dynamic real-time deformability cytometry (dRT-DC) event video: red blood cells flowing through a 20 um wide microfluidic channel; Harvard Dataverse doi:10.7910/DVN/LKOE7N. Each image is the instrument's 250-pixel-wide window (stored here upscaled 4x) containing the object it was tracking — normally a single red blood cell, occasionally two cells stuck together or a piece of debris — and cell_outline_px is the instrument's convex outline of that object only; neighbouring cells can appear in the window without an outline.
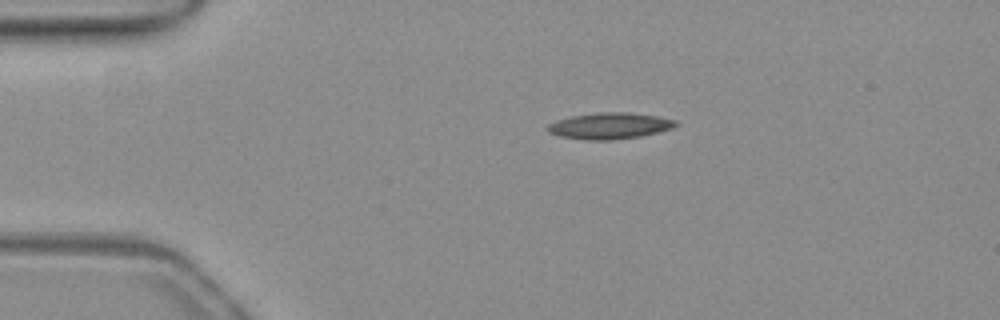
{"species": "common noctule bat (a hibernating species)", "species_latin": "Nyctalus noctula", "temperature_condition": "warm", "stored_images_in_passage": 43, "camera_frame_rate_fps": 3000, "um_per_image_px": 0.085, "animal": {"sex": "female", "body_mass_g": 19.3, "forearm_length_mm": 54.1}, "frame": {"image": 1, "passage_image": 1, "time_ms": 0.0, "image_size_px": [1000, 320], "cell_outline_px": [[680, 124], [672, 128], [640, 136], [612, 140], [584, 140], [560, 136], [548, 132], [544, 128], [548, 124], [556, 120], [572, 116], [600, 112], [628, 112], [656, 116], [676, 120]], "centroid_in_image_um": [51.79, 10.69], "position_along_channel_um": 33.2, "area_um2": 19.65}}
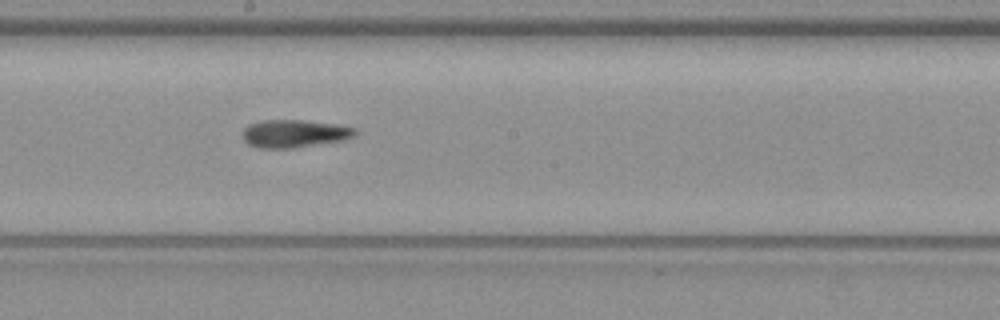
{"frame": {"image": 2, "passage_image": 19, "time_ms": 6.0, "image_size_px": [1000, 320], "cell_outline_px": [[356, 136], [344, 140], [292, 148], [256, 148], [248, 144], [240, 136], [240, 132], [248, 124], [264, 120], [304, 120], [336, 124], [356, 128]], "centroid_in_image_um": [24.97, 11.35], "position_along_channel_um": 223.2, "area_um2": 18.5}}
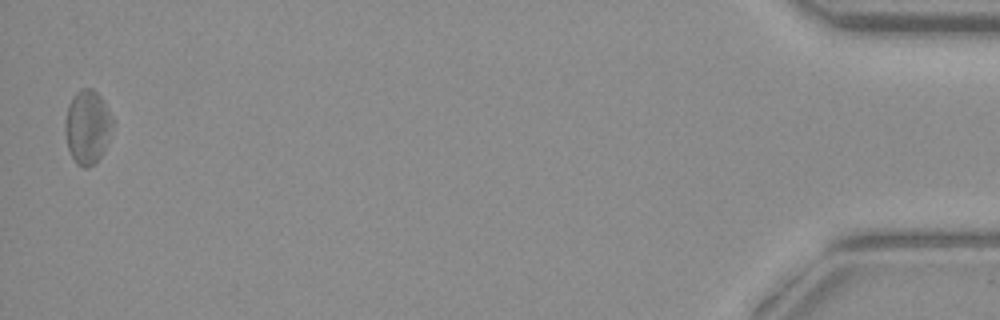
{"frame": {"image": 3, "passage_image": 42, "time_ms": 13.667, "image_size_px": [1000, 320], "cell_outline_px": [[112, 128], [104, 148], [100, 156], [88, 168], [84, 168], [76, 164], [68, 148], [64, 128], [64, 124], [68, 104], [72, 96], [76, 92], [84, 88], [92, 88], [104, 100], [112, 116]], "centroid_in_image_um": [7.41, 10.76], "position_along_channel_um": 427.8, "area_um2": 20.29}, "authors_computed_cell_mechanics": {"area_um2": 18.9006, "velocity_mm_per_s": 3.9258, "shape_relaxation_time_tau1_ms": null, "shape_relaxation_time_tau2_ms": 3.8444, "deformation_change_tau1": null, "deformation_change_tau2": 0.1318}}